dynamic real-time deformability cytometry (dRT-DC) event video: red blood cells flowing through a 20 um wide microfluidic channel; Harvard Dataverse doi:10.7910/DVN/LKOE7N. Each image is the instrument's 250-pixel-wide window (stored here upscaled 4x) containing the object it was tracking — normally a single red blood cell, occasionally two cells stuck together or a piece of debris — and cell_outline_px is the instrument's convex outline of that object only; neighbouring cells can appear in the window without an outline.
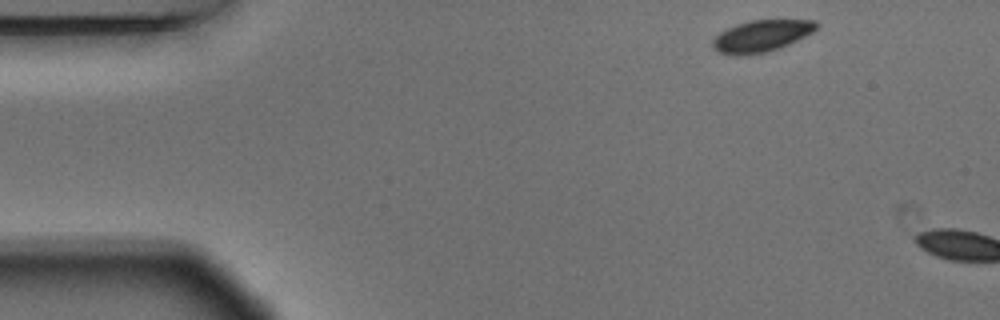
{"species": "Egyptian fruit bat (a non-hibernating species)", "species_latin": "Rousettus aegyptiacus", "temperature_condition": "warm", "stored_images_in_passage": 2, "camera_frame_rate_fps": 3000, "um_per_image_px": 0.085, "animal": {"sex": "male"}, "frame": {"image": 1, "passage_image": 1, "time_ms": 0.0, "image_size_px": [1000, 320], "cell_outline_px": [[820, 24], [812, 32], [780, 48], [768, 52], [736, 56], [720, 52], [712, 48], [712, 40], [720, 32], [736, 24], [748, 20], [816, 20]], "centroid_in_image_um": [64.7, 3.05], "position_along_channel_um": 20.3, "area_um2": 19.13}}